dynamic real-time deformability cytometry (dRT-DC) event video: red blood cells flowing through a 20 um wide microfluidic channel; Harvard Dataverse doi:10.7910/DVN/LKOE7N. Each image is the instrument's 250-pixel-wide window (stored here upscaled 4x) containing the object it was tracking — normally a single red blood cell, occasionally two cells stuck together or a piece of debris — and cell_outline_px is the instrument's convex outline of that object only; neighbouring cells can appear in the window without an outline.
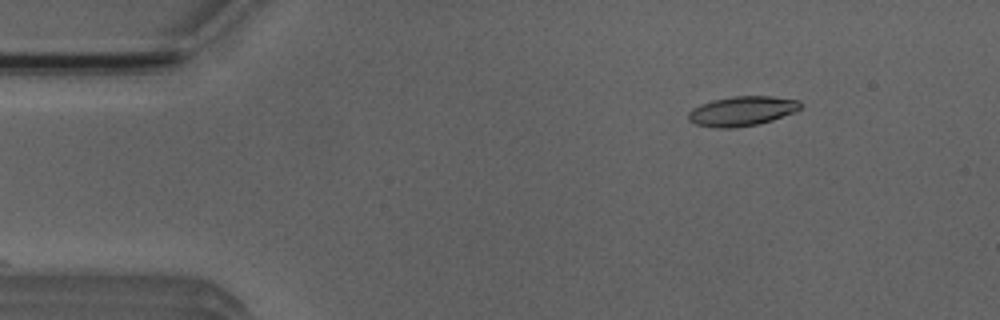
{"species": "Egyptian fruit bat (a non-hibernating species)", "species_latin": "Rousettus aegyptiacus", "temperature_condition": "room temperature", "stored_images_in_passage": 3, "camera_frame_rate_fps": 3000, "um_per_image_px": 0.085, "animal": {"sex": "male"}, "frame": {"image": 1, "passage_image": 1, "time_ms": 0.0, "image_size_px": [1000, 320], "cell_outline_px": [[804, 104], [796, 112], [760, 124], [736, 128], [716, 128], [696, 124], [688, 120], [688, 112], [692, 108], [700, 104], [712, 100], [732, 96], [772, 96], [800, 100]], "centroid_in_image_um": [63.1, 9.44], "position_along_channel_um": 21.9, "area_um2": 19.71}}